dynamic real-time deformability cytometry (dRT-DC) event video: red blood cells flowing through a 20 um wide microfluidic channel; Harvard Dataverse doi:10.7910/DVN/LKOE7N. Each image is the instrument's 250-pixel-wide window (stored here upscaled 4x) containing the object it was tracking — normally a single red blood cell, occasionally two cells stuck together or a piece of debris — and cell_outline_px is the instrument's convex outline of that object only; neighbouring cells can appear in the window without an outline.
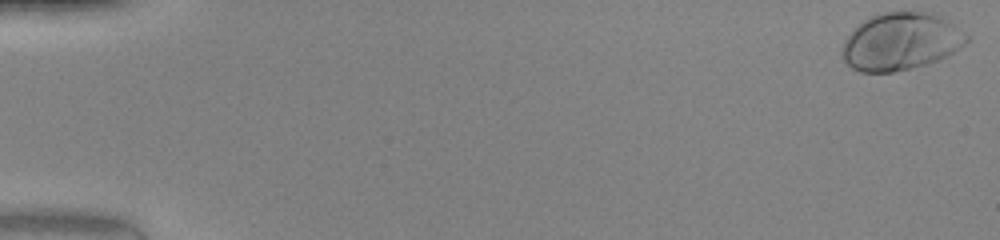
{"species": "human", "species_latin": "Homo sapiens", "temperature_condition": "warm", "stored_images_in_passage": 49, "camera_frame_rate_fps": 3000, "um_per_image_px": 0.085, "donor": {"sex": "female"}, "frame": {"image": 1, "passage_image": 1, "time_ms": 0.0, "image_size_px": [1000, 240], "cell_outline_px": [[972, 40], [960, 48], [936, 60], [924, 64], [892, 72], [860, 72], [852, 68], [840, 56], [840, 52], [844, 40], [868, 16], [880, 12], [940, 12], [964, 32]], "centroid_in_image_um": [76.59, 3.5], "position_along_channel_um": 8.4, "area_um2": 41.85}}
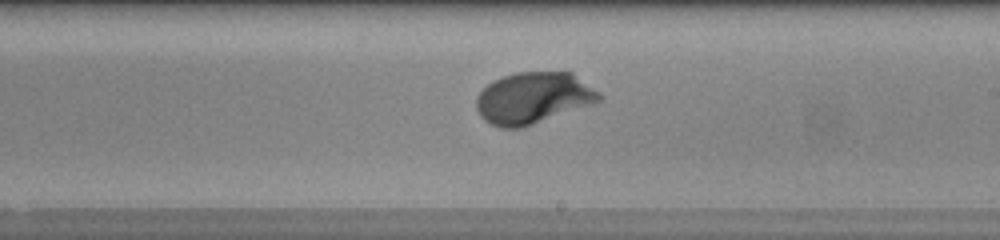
{"frame": {"image": 2, "passage_image": 30, "time_ms": 9.667, "image_size_px": [1000, 240], "cell_outline_px": [[604, 96], [600, 100], [592, 104], [520, 128], [500, 128], [484, 120], [480, 116], [476, 108], [476, 96], [492, 80], [516, 72], [572, 72], [600, 92]], "centroid_in_image_um": [45.32, 8.32], "position_along_channel_um": 243.7, "area_um2": 36.76}}
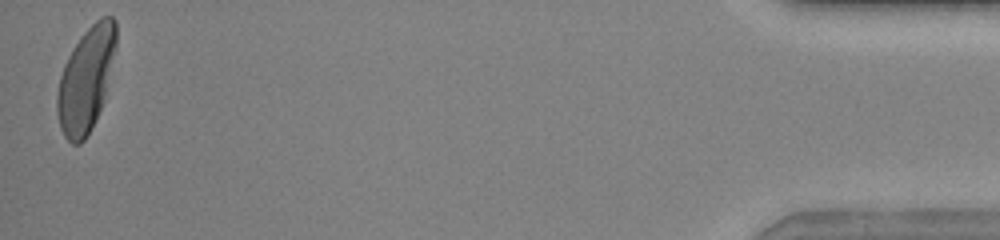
{"frame": {"image": 3, "passage_image": 49, "time_ms": 16.0, "image_size_px": [1000, 240], "cell_outline_px": [[116, 44], [104, 100], [84, 140], [80, 144], [72, 144], [64, 136], [60, 128], [56, 112], [56, 96], [60, 76], [64, 64], [72, 48], [84, 32], [100, 16], [112, 16], [116, 20]], "centroid_in_image_um": [7.29, 6.74], "position_along_channel_um": 427.9, "area_um2": 35.49}, "authors_computed_cell_mechanics": {"area_um2": 36.0094, "velocity_mm_per_s": 4.2178, "shape_relaxation_time_tau1_ms": 1.7548, "shape_relaxation_time_tau2_ms": null, "deformation_change_tau1": 0.1439, "deformation_change_tau2": null}}